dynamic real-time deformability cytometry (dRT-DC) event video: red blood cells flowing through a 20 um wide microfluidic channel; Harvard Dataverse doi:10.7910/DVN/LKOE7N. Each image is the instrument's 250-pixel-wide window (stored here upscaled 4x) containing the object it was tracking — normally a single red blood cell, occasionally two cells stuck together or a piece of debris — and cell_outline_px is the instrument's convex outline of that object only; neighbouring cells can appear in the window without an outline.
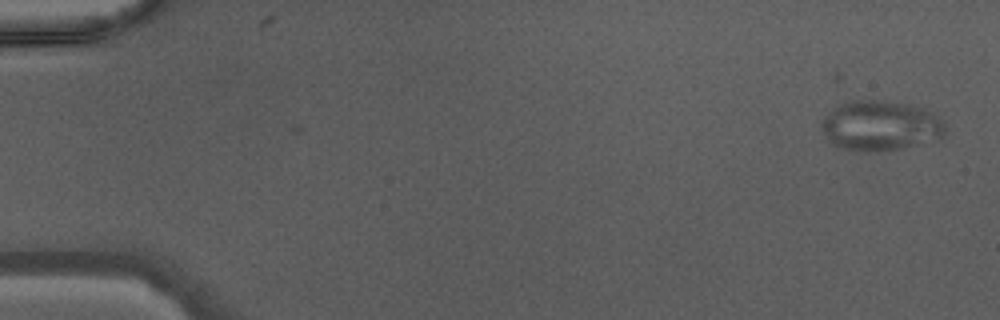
{"species": "Egyptian fruit bat (a non-hibernating species)", "species_latin": "Rousettus aegyptiacus", "temperature_condition": "warm", "stored_images_in_passage": 16, "camera_frame_rate_fps": 3000, "um_per_image_px": 0.085, "animal": {"sex": "male"}, "frame": {"image": 1, "passage_image": 1, "time_ms": 0.0, "image_size_px": [1000, 320], "cell_outline_px": [[944, 136], [900, 148], [864, 152], [840, 148], [832, 144], [828, 140], [820, 128], [820, 120], [828, 112], [840, 104], [852, 100], [888, 100], [924, 108], [932, 112], [944, 124]], "centroid_in_image_um": [74.75, 10.66], "position_along_channel_um": 10.2, "area_um2": 35.89}}